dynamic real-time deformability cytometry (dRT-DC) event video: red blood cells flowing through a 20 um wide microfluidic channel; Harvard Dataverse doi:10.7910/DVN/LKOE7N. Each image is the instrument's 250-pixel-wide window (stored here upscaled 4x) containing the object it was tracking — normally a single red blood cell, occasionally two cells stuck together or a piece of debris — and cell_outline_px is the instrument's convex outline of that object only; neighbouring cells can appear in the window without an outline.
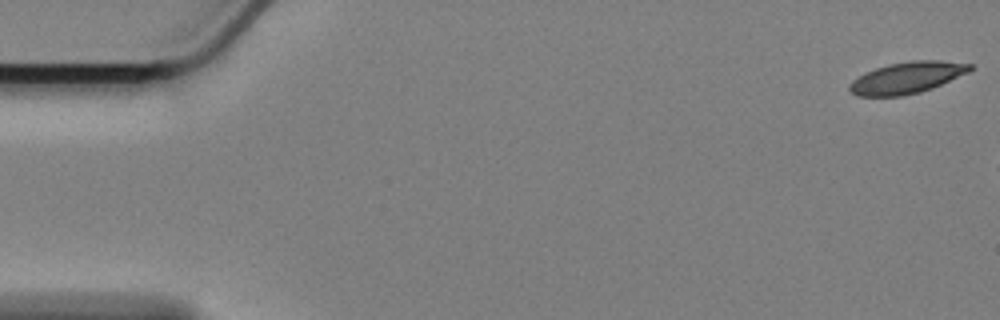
{"species": "Egyptian fruit bat (a non-hibernating species)", "species_latin": "Rousettus aegyptiacus", "temperature_condition": "cold", "stored_images_in_passage": 8, "camera_frame_rate_fps": 3000, "um_per_image_px": 0.085, "animal": {"sex": "female"}, "frame": {"image": 1, "passage_image": 1, "time_ms": 0.0, "image_size_px": [1000, 320], "cell_outline_px": [[972, 68], [968, 72], [932, 88], [920, 92], [900, 96], [856, 96], [848, 88], [848, 84], [852, 80], [876, 68], [888, 64], [912, 60], [940, 60], [972, 64]], "centroid_in_image_um": [77.08, 6.6], "position_along_channel_um": 7.9, "area_um2": 21.91}}